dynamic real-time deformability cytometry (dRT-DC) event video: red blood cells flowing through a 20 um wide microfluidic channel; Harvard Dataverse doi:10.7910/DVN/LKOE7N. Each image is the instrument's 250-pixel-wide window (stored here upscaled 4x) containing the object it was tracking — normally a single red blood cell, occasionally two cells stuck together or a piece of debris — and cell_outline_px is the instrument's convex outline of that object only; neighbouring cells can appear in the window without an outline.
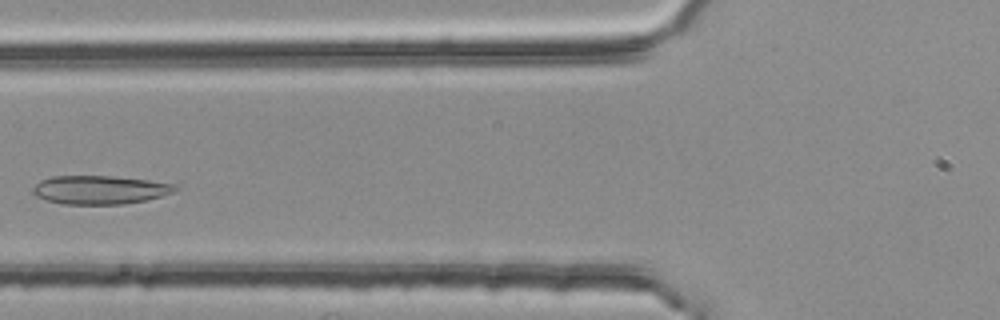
{"species": "common noctule bat (a hibernating species)", "species_latin": "Nyctalus noctula", "temperature_condition": "room temperature", "stored_images_in_passage": 3, "camera_frame_rate_fps": 3000, "um_per_image_px": 0.085, "animal": {"sex": "female", "body_mass_g": 25.1}, "frame": {"image": 1, "passage_image": 3, "time_ms": 0.667, "image_size_px": [1000, 320], "cell_outline_px": [[180, 188], [172, 192], [148, 200], [124, 204], [60, 204], [36, 196], [32, 192], [32, 188], [40, 180], [52, 176], [116, 176], [148, 180], [176, 184]], "centroid_in_image_um": [8.5, 16.13], "position_along_channel_um": 117.3, "area_um2": 23.81}}